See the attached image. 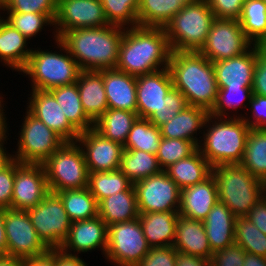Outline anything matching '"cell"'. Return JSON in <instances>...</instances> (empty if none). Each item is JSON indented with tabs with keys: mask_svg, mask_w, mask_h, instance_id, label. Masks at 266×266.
<instances>
[{
	"mask_svg": "<svg viewBox=\"0 0 266 266\" xmlns=\"http://www.w3.org/2000/svg\"><path fill=\"white\" fill-rule=\"evenodd\" d=\"M124 29L115 25L66 31L56 41L81 70L115 69Z\"/></svg>",
	"mask_w": 266,
	"mask_h": 266,
	"instance_id": "obj_1",
	"label": "cell"
},
{
	"mask_svg": "<svg viewBox=\"0 0 266 266\" xmlns=\"http://www.w3.org/2000/svg\"><path fill=\"white\" fill-rule=\"evenodd\" d=\"M171 52L164 27H130L124 30L115 69L135 77L153 73L160 64L168 68Z\"/></svg>",
	"mask_w": 266,
	"mask_h": 266,
	"instance_id": "obj_2",
	"label": "cell"
},
{
	"mask_svg": "<svg viewBox=\"0 0 266 266\" xmlns=\"http://www.w3.org/2000/svg\"><path fill=\"white\" fill-rule=\"evenodd\" d=\"M168 69L173 87L186 97L188 105L212 110L218 87L210 60L200 52L172 51Z\"/></svg>",
	"mask_w": 266,
	"mask_h": 266,
	"instance_id": "obj_3",
	"label": "cell"
},
{
	"mask_svg": "<svg viewBox=\"0 0 266 266\" xmlns=\"http://www.w3.org/2000/svg\"><path fill=\"white\" fill-rule=\"evenodd\" d=\"M218 190V201L228 206L236 217H245L263 197V181L240 164L211 167Z\"/></svg>",
	"mask_w": 266,
	"mask_h": 266,
	"instance_id": "obj_4",
	"label": "cell"
},
{
	"mask_svg": "<svg viewBox=\"0 0 266 266\" xmlns=\"http://www.w3.org/2000/svg\"><path fill=\"white\" fill-rule=\"evenodd\" d=\"M214 20L207 0L184 6L164 27L171 51L199 52Z\"/></svg>",
	"mask_w": 266,
	"mask_h": 266,
	"instance_id": "obj_5",
	"label": "cell"
},
{
	"mask_svg": "<svg viewBox=\"0 0 266 266\" xmlns=\"http://www.w3.org/2000/svg\"><path fill=\"white\" fill-rule=\"evenodd\" d=\"M205 134L204 144L198 146L211 167L239 164L242 161L249 130L243 118L222 121L221 117ZM202 147V149H201Z\"/></svg>",
	"mask_w": 266,
	"mask_h": 266,
	"instance_id": "obj_6",
	"label": "cell"
},
{
	"mask_svg": "<svg viewBox=\"0 0 266 266\" xmlns=\"http://www.w3.org/2000/svg\"><path fill=\"white\" fill-rule=\"evenodd\" d=\"M65 142L42 165L50 192L88 187V169L82 147Z\"/></svg>",
	"mask_w": 266,
	"mask_h": 266,
	"instance_id": "obj_7",
	"label": "cell"
},
{
	"mask_svg": "<svg viewBox=\"0 0 266 266\" xmlns=\"http://www.w3.org/2000/svg\"><path fill=\"white\" fill-rule=\"evenodd\" d=\"M30 75L33 90L49 91L75 83L81 72L76 60L70 55L44 51H32L21 71Z\"/></svg>",
	"mask_w": 266,
	"mask_h": 266,
	"instance_id": "obj_8",
	"label": "cell"
},
{
	"mask_svg": "<svg viewBox=\"0 0 266 266\" xmlns=\"http://www.w3.org/2000/svg\"><path fill=\"white\" fill-rule=\"evenodd\" d=\"M26 211L42 242L49 249H60L71 226L61 198L49 192L40 203Z\"/></svg>",
	"mask_w": 266,
	"mask_h": 266,
	"instance_id": "obj_9",
	"label": "cell"
},
{
	"mask_svg": "<svg viewBox=\"0 0 266 266\" xmlns=\"http://www.w3.org/2000/svg\"><path fill=\"white\" fill-rule=\"evenodd\" d=\"M150 248L139 218L108 226L105 255L118 266H136Z\"/></svg>",
	"mask_w": 266,
	"mask_h": 266,
	"instance_id": "obj_10",
	"label": "cell"
},
{
	"mask_svg": "<svg viewBox=\"0 0 266 266\" xmlns=\"http://www.w3.org/2000/svg\"><path fill=\"white\" fill-rule=\"evenodd\" d=\"M24 119L14 159L20 163L43 164L66 141L29 111Z\"/></svg>",
	"mask_w": 266,
	"mask_h": 266,
	"instance_id": "obj_11",
	"label": "cell"
},
{
	"mask_svg": "<svg viewBox=\"0 0 266 266\" xmlns=\"http://www.w3.org/2000/svg\"><path fill=\"white\" fill-rule=\"evenodd\" d=\"M251 43L237 19L215 18L199 52L214 63L244 54Z\"/></svg>",
	"mask_w": 266,
	"mask_h": 266,
	"instance_id": "obj_12",
	"label": "cell"
},
{
	"mask_svg": "<svg viewBox=\"0 0 266 266\" xmlns=\"http://www.w3.org/2000/svg\"><path fill=\"white\" fill-rule=\"evenodd\" d=\"M133 186L139 213L179 211L181 189L164 170L134 183Z\"/></svg>",
	"mask_w": 266,
	"mask_h": 266,
	"instance_id": "obj_13",
	"label": "cell"
},
{
	"mask_svg": "<svg viewBox=\"0 0 266 266\" xmlns=\"http://www.w3.org/2000/svg\"><path fill=\"white\" fill-rule=\"evenodd\" d=\"M7 255L28 259L50 249L42 242L26 210L5 208Z\"/></svg>",
	"mask_w": 266,
	"mask_h": 266,
	"instance_id": "obj_14",
	"label": "cell"
},
{
	"mask_svg": "<svg viewBox=\"0 0 266 266\" xmlns=\"http://www.w3.org/2000/svg\"><path fill=\"white\" fill-rule=\"evenodd\" d=\"M49 192L42 164L20 163L15 160L11 209L28 210L35 207Z\"/></svg>",
	"mask_w": 266,
	"mask_h": 266,
	"instance_id": "obj_15",
	"label": "cell"
},
{
	"mask_svg": "<svg viewBox=\"0 0 266 266\" xmlns=\"http://www.w3.org/2000/svg\"><path fill=\"white\" fill-rule=\"evenodd\" d=\"M60 26L56 38L78 28L108 26L101 0H58L54 25Z\"/></svg>",
	"mask_w": 266,
	"mask_h": 266,
	"instance_id": "obj_16",
	"label": "cell"
},
{
	"mask_svg": "<svg viewBox=\"0 0 266 266\" xmlns=\"http://www.w3.org/2000/svg\"><path fill=\"white\" fill-rule=\"evenodd\" d=\"M76 142L85 146L83 153L88 173L110 172L120 169L123 146L109 140L100 134L94 127L81 132Z\"/></svg>",
	"mask_w": 266,
	"mask_h": 266,
	"instance_id": "obj_17",
	"label": "cell"
},
{
	"mask_svg": "<svg viewBox=\"0 0 266 266\" xmlns=\"http://www.w3.org/2000/svg\"><path fill=\"white\" fill-rule=\"evenodd\" d=\"M237 57L223 59L213 63L215 78L218 89L230 88H252L257 53L261 45H253Z\"/></svg>",
	"mask_w": 266,
	"mask_h": 266,
	"instance_id": "obj_18",
	"label": "cell"
},
{
	"mask_svg": "<svg viewBox=\"0 0 266 266\" xmlns=\"http://www.w3.org/2000/svg\"><path fill=\"white\" fill-rule=\"evenodd\" d=\"M28 108L33 116L55 131L66 142L77 141L80 132L67 120L61 106L49 91L33 90Z\"/></svg>",
	"mask_w": 266,
	"mask_h": 266,
	"instance_id": "obj_19",
	"label": "cell"
},
{
	"mask_svg": "<svg viewBox=\"0 0 266 266\" xmlns=\"http://www.w3.org/2000/svg\"><path fill=\"white\" fill-rule=\"evenodd\" d=\"M173 88L168 68L136 77L138 118L149 119L158 110L163 98Z\"/></svg>",
	"mask_w": 266,
	"mask_h": 266,
	"instance_id": "obj_20",
	"label": "cell"
},
{
	"mask_svg": "<svg viewBox=\"0 0 266 266\" xmlns=\"http://www.w3.org/2000/svg\"><path fill=\"white\" fill-rule=\"evenodd\" d=\"M218 202V190L214 176L210 174L202 182L181 189L179 215L203 221Z\"/></svg>",
	"mask_w": 266,
	"mask_h": 266,
	"instance_id": "obj_21",
	"label": "cell"
},
{
	"mask_svg": "<svg viewBox=\"0 0 266 266\" xmlns=\"http://www.w3.org/2000/svg\"><path fill=\"white\" fill-rule=\"evenodd\" d=\"M107 233L108 226L99 216L71 222L68 238L64 241L60 250L67 254L68 249L87 252L100 246L106 254Z\"/></svg>",
	"mask_w": 266,
	"mask_h": 266,
	"instance_id": "obj_22",
	"label": "cell"
},
{
	"mask_svg": "<svg viewBox=\"0 0 266 266\" xmlns=\"http://www.w3.org/2000/svg\"><path fill=\"white\" fill-rule=\"evenodd\" d=\"M108 108L137 112L136 77L117 69H103Z\"/></svg>",
	"mask_w": 266,
	"mask_h": 266,
	"instance_id": "obj_23",
	"label": "cell"
},
{
	"mask_svg": "<svg viewBox=\"0 0 266 266\" xmlns=\"http://www.w3.org/2000/svg\"><path fill=\"white\" fill-rule=\"evenodd\" d=\"M174 248L181 253L211 260L212 250L201 220L179 215L176 225Z\"/></svg>",
	"mask_w": 266,
	"mask_h": 266,
	"instance_id": "obj_24",
	"label": "cell"
},
{
	"mask_svg": "<svg viewBox=\"0 0 266 266\" xmlns=\"http://www.w3.org/2000/svg\"><path fill=\"white\" fill-rule=\"evenodd\" d=\"M236 219L230 208L218 201L203 220L213 253L235 243Z\"/></svg>",
	"mask_w": 266,
	"mask_h": 266,
	"instance_id": "obj_25",
	"label": "cell"
},
{
	"mask_svg": "<svg viewBox=\"0 0 266 266\" xmlns=\"http://www.w3.org/2000/svg\"><path fill=\"white\" fill-rule=\"evenodd\" d=\"M76 84L83 110L95 122L108 109L102 70H81Z\"/></svg>",
	"mask_w": 266,
	"mask_h": 266,
	"instance_id": "obj_26",
	"label": "cell"
},
{
	"mask_svg": "<svg viewBox=\"0 0 266 266\" xmlns=\"http://www.w3.org/2000/svg\"><path fill=\"white\" fill-rule=\"evenodd\" d=\"M211 118L213 117L206 109L189 105L169 122L160 126L161 135L163 138L188 140L199 146L197 138L195 139L192 134L209 123Z\"/></svg>",
	"mask_w": 266,
	"mask_h": 266,
	"instance_id": "obj_27",
	"label": "cell"
},
{
	"mask_svg": "<svg viewBox=\"0 0 266 266\" xmlns=\"http://www.w3.org/2000/svg\"><path fill=\"white\" fill-rule=\"evenodd\" d=\"M178 217V212L139 213V221L148 245L173 246Z\"/></svg>",
	"mask_w": 266,
	"mask_h": 266,
	"instance_id": "obj_28",
	"label": "cell"
},
{
	"mask_svg": "<svg viewBox=\"0 0 266 266\" xmlns=\"http://www.w3.org/2000/svg\"><path fill=\"white\" fill-rule=\"evenodd\" d=\"M98 216L107 226L139 218L134 186L100 200Z\"/></svg>",
	"mask_w": 266,
	"mask_h": 266,
	"instance_id": "obj_29",
	"label": "cell"
},
{
	"mask_svg": "<svg viewBox=\"0 0 266 266\" xmlns=\"http://www.w3.org/2000/svg\"><path fill=\"white\" fill-rule=\"evenodd\" d=\"M164 171L180 189L202 182L211 174V166L199 148L187 158L171 164Z\"/></svg>",
	"mask_w": 266,
	"mask_h": 266,
	"instance_id": "obj_30",
	"label": "cell"
},
{
	"mask_svg": "<svg viewBox=\"0 0 266 266\" xmlns=\"http://www.w3.org/2000/svg\"><path fill=\"white\" fill-rule=\"evenodd\" d=\"M27 39L4 19H0V58L8 66L22 71L33 50H25Z\"/></svg>",
	"mask_w": 266,
	"mask_h": 266,
	"instance_id": "obj_31",
	"label": "cell"
},
{
	"mask_svg": "<svg viewBox=\"0 0 266 266\" xmlns=\"http://www.w3.org/2000/svg\"><path fill=\"white\" fill-rule=\"evenodd\" d=\"M193 1L195 0H139V26L165 27L184 6Z\"/></svg>",
	"mask_w": 266,
	"mask_h": 266,
	"instance_id": "obj_32",
	"label": "cell"
},
{
	"mask_svg": "<svg viewBox=\"0 0 266 266\" xmlns=\"http://www.w3.org/2000/svg\"><path fill=\"white\" fill-rule=\"evenodd\" d=\"M49 92L61 106L67 120L81 133L94 127V122L86 115L80 101L77 84L72 83L53 88Z\"/></svg>",
	"mask_w": 266,
	"mask_h": 266,
	"instance_id": "obj_33",
	"label": "cell"
},
{
	"mask_svg": "<svg viewBox=\"0 0 266 266\" xmlns=\"http://www.w3.org/2000/svg\"><path fill=\"white\" fill-rule=\"evenodd\" d=\"M137 118V112L108 108L105 113L94 122V128L104 137L124 146L129 131Z\"/></svg>",
	"mask_w": 266,
	"mask_h": 266,
	"instance_id": "obj_34",
	"label": "cell"
},
{
	"mask_svg": "<svg viewBox=\"0 0 266 266\" xmlns=\"http://www.w3.org/2000/svg\"><path fill=\"white\" fill-rule=\"evenodd\" d=\"M133 184L162 172L155 154L142 150H126L121 155L119 169Z\"/></svg>",
	"mask_w": 266,
	"mask_h": 266,
	"instance_id": "obj_35",
	"label": "cell"
},
{
	"mask_svg": "<svg viewBox=\"0 0 266 266\" xmlns=\"http://www.w3.org/2000/svg\"><path fill=\"white\" fill-rule=\"evenodd\" d=\"M238 21L254 45L266 44V3L263 0H245Z\"/></svg>",
	"mask_w": 266,
	"mask_h": 266,
	"instance_id": "obj_36",
	"label": "cell"
},
{
	"mask_svg": "<svg viewBox=\"0 0 266 266\" xmlns=\"http://www.w3.org/2000/svg\"><path fill=\"white\" fill-rule=\"evenodd\" d=\"M254 177L266 180V129L249 130L242 161L239 163Z\"/></svg>",
	"mask_w": 266,
	"mask_h": 266,
	"instance_id": "obj_37",
	"label": "cell"
},
{
	"mask_svg": "<svg viewBox=\"0 0 266 266\" xmlns=\"http://www.w3.org/2000/svg\"><path fill=\"white\" fill-rule=\"evenodd\" d=\"M62 201L71 222L98 216V202L87 187L56 193Z\"/></svg>",
	"mask_w": 266,
	"mask_h": 266,
	"instance_id": "obj_38",
	"label": "cell"
},
{
	"mask_svg": "<svg viewBox=\"0 0 266 266\" xmlns=\"http://www.w3.org/2000/svg\"><path fill=\"white\" fill-rule=\"evenodd\" d=\"M162 135L160 127L148 119L137 118L133 123L123 149L142 150L157 154Z\"/></svg>",
	"mask_w": 266,
	"mask_h": 266,
	"instance_id": "obj_39",
	"label": "cell"
},
{
	"mask_svg": "<svg viewBox=\"0 0 266 266\" xmlns=\"http://www.w3.org/2000/svg\"><path fill=\"white\" fill-rule=\"evenodd\" d=\"M133 183L120 171L88 173V189L97 202L116 194L127 191Z\"/></svg>",
	"mask_w": 266,
	"mask_h": 266,
	"instance_id": "obj_40",
	"label": "cell"
},
{
	"mask_svg": "<svg viewBox=\"0 0 266 266\" xmlns=\"http://www.w3.org/2000/svg\"><path fill=\"white\" fill-rule=\"evenodd\" d=\"M234 237L247 253L266 258V235L246 217H237Z\"/></svg>",
	"mask_w": 266,
	"mask_h": 266,
	"instance_id": "obj_41",
	"label": "cell"
},
{
	"mask_svg": "<svg viewBox=\"0 0 266 266\" xmlns=\"http://www.w3.org/2000/svg\"><path fill=\"white\" fill-rule=\"evenodd\" d=\"M101 2L109 25L123 27L130 22L132 27L139 26V0H101Z\"/></svg>",
	"mask_w": 266,
	"mask_h": 266,
	"instance_id": "obj_42",
	"label": "cell"
},
{
	"mask_svg": "<svg viewBox=\"0 0 266 266\" xmlns=\"http://www.w3.org/2000/svg\"><path fill=\"white\" fill-rule=\"evenodd\" d=\"M198 149V146L191 141L176 138H161L156 157L160 167L168 168L171 164L187 158Z\"/></svg>",
	"mask_w": 266,
	"mask_h": 266,
	"instance_id": "obj_43",
	"label": "cell"
},
{
	"mask_svg": "<svg viewBox=\"0 0 266 266\" xmlns=\"http://www.w3.org/2000/svg\"><path fill=\"white\" fill-rule=\"evenodd\" d=\"M5 20L13 28L17 29L26 39L41 31L46 23L54 25V19L49 14L42 13H16L9 12Z\"/></svg>",
	"mask_w": 266,
	"mask_h": 266,
	"instance_id": "obj_44",
	"label": "cell"
},
{
	"mask_svg": "<svg viewBox=\"0 0 266 266\" xmlns=\"http://www.w3.org/2000/svg\"><path fill=\"white\" fill-rule=\"evenodd\" d=\"M188 105L186 97L174 87L163 98L158 110L148 119L157 127L169 122L177 113L184 110Z\"/></svg>",
	"mask_w": 266,
	"mask_h": 266,
	"instance_id": "obj_45",
	"label": "cell"
},
{
	"mask_svg": "<svg viewBox=\"0 0 266 266\" xmlns=\"http://www.w3.org/2000/svg\"><path fill=\"white\" fill-rule=\"evenodd\" d=\"M58 0H0V9L16 13L49 14L54 20L57 16Z\"/></svg>",
	"mask_w": 266,
	"mask_h": 266,
	"instance_id": "obj_46",
	"label": "cell"
},
{
	"mask_svg": "<svg viewBox=\"0 0 266 266\" xmlns=\"http://www.w3.org/2000/svg\"><path fill=\"white\" fill-rule=\"evenodd\" d=\"M252 95H253L252 88L223 87L221 89H218L215 105L212 108V110L209 112V114L215 119L216 117L218 118L219 116L223 118V116L225 115V110L227 111V109H225L226 107H228L229 109L230 108L236 109L238 105L240 106L239 103L243 102L244 99H248V101H250ZM236 96H240L241 99L239 98L238 101H236L234 99Z\"/></svg>",
	"mask_w": 266,
	"mask_h": 266,
	"instance_id": "obj_47",
	"label": "cell"
},
{
	"mask_svg": "<svg viewBox=\"0 0 266 266\" xmlns=\"http://www.w3.org/2000/svg\"><path fill=\"white\" fill-rule=\"evenodd\" d=\"M177 250L174 246L151 247L136 266H176Z\"/></svg>",
	"mask_w": 266,
	"mask_h": 266,
	"instance_id": "obj_48",
	"label": "cell"
},
{
	"mask_svg": "<svg viewBox=\"0 0 266 266\" xmlns=\"http://www.w3.org/2000/svg\"><path fill=\"white\" fill-rule=\"evenodd\" d=\"M246 251L236 243L215 251L210 260L211 266H243Z\"/></svg>",
	"mask_w": 266,
	"mask_h": 266,
	"instance_id": "obj_49",
	"label": "cell"
},
{
	"mask_svg": "<svg viewBox=\"0 0 266 266\" xmlns=\"http://www.w3.org/2000/svg\"><path fill=\"white\" fill-rule=\"evenodd\" d=\"M215 18L239 19L244 0H207Z\"/></svg>",
	"mask_w": 266,
	"mask_h": 266,
	"instance_id": "obj_50",
	"label": "cell"
},
{
	"mask_svg": "<svg viewBox=\"0 0 266 266\" xmlns=\"http://www.w3.org/2000/svg\"><path fill=\"white\" fill-rule=\"evenodd\" d=\"M15 177V159L0 172V207L11 208Z\"/></svg>",
	"mask_w": 266,
	"mask_h": 266,
	"instance_id": "obj_51",
	"label": "cell"
},
{
	"mask_svg": "<svg viewBox=\"0 0 266 266\" xmlns=\"http://www.w3.org/2000/svg\"><path fill=\"white\" fill-rule=\"evenodd\" d=\"M252 91L253 94L266 96V48L263 46L257 53Z\"/></svg>",
	"mask_w": 266,
	"mask_h": 266,
	"instance_id": "obj_52",
	"label": "cell"
},
{
	"mask_svg": "<svg viewBox=\"0 0 266 266\" xmlns=\"http://www.w3.org/2000/svg\"><path fill=\"white\" fill-rule=\"evenodd\" d=\"M249 104L252 108V114L256 121L244 119L250 128L266 129V96L253 94Z\"/></svg>",
	"mask_w": 266,
	"mask_h": 266,
	"instance_id": "obj_53",
	"label": "cell"
},
{
	"mask_svg": "<svg viewBox=\"0 0 266 266\" xmlns=\"http://www.w3.org/2000/svg\"><path fill=\"white\" fill-rule=\"evenodd\" d=\"M266 235V201L262 197L245 216Z\"/></svg>",
	"mask_w": 266,
	"mask_h": 266,
	"instance_id": "obj_54",
	"label": "cell"
},
{
	"mask_svg": "<svg viewBox=\"0 0 266 266\" xmlns=\"http://www.w3.org/2000/svg\"><path fill=\"white\" fill-rule=\"evenodd\" d=\"M25 266H57V249H50L42 256L25 259Z\"/></svg>",
	"mask_w": 266,
	"mask_h": 266,
	"instance_id": "obj_55",
	"label": "cell"
},
{
	"mask_svg": "<svg viewBox=\"0 0 266 266\" xmlns=\"http://www.w3.org/2000/svg\"><path fill=\"white\" fill-rule=\"evenodd\" d=\"M176 266H211L210 260L177 251Z\"/></svg>",
	"mask_w": 266,
	"mask_h": 266,
	"instance_id": "obj_56",
	"label": "cell"
},
{
	"mask_svg": "<svg viewBox=\"0 0 266 266\" xmlns=\"http://www.w3.org/2000/svg\"><path fill=\"white\" fill-rule=\"evenodd\" d=\"M57 266H86V264L78 256L57 249Z\"/></svg>",
	"mask_w": 266,
	"mask_h": 266,
	"instance_id": "obj_57",
	"label": "cell"
},
{
	"mask_svg": "<svg viewBox=\"0 0 266 266\" xmlns=\"http://www.w3.org/2000/svg\"><path fill=\"white\" fill-rule=\"evenodd\" d=\"M0 255H7V239L5 232V208L0 207Z\"/></svg>",
	"mask_w": 266,
	"mask_h": 266,
	"instance_id": "obj_58",
	"label": "cell"
},
{
	"mask_svg": "<svg viewBox=\"0 0 266 266\" xmlns=\"http://www.w3.org/2000/svg\"><path fill=\"white\" fill-rule=\"evenodd\" d=\"M243 266H266V258L246 252Z\"/></svg>",
	"mask_w": 266,
	"mask_h": 266,
	"instance_id": "obj_59",
	"label": "cell"
},
{
	"mask_svg": "<svg viewBox=\"0 0 266 266\" xmlns=\"http://www.w3.org/2000/svg\"><path fill=\"white\" fill-rule=\"evenodd\" d=\"M0 266H25V259L9 255H0Z\"/></svg>",
	"mask_w": 266,
	"mask_h": 266,
	"instance_id": "obj_60",
	"label": "cell"
},
{
	"mask_svg": "<svg viewBox=\"0 0 266 266\" xmlns=\"http://www.w3.org/2000/svg\"><path fill=\"white\" fill-rule=\"evenodd\" d=\"M3 143H4V139L0 141V172L4 170L14 160L12 155L10 156L8 154L7 156V154L5 153V150L3 148Z\"/></svg>",
	"mask_w": 266,
	"mask_h": 266,
	"instance_id": "obj_61",
	"label": "cell"
},
{
	"mask_svg": "<svg viewBox=\"0 0 266 266\" xmlns=\"http://www.w3.org/2000/svg\"><path fill=\"white\" fill-rule=\"evenodd\" d=\"M1 101L0 100V141L5 139L6 138V123H5V118H4V114H3V110L1 109L2 108V105H1Z\"/></svg>",
	"mask_w": 266,
	"mask_h": 266,
	"instance_id": "obj_62",
	"label": "cell"
},
{
	"mask_svg": "<svg viewBox=\"0 0 266 266\" xmlns=\"http://www.w3.org/2000/svg\"><path fill=\"white\" fill-rule=\"evenodd\" d=\"M265 194H266V180L263 181V198L266 201V195Z\"/></svg>",
	"mask_w": 266,
	"mask_h": 266,
	"instance_id": "obj_63",
	"label": "cell"
}]
</instances>
